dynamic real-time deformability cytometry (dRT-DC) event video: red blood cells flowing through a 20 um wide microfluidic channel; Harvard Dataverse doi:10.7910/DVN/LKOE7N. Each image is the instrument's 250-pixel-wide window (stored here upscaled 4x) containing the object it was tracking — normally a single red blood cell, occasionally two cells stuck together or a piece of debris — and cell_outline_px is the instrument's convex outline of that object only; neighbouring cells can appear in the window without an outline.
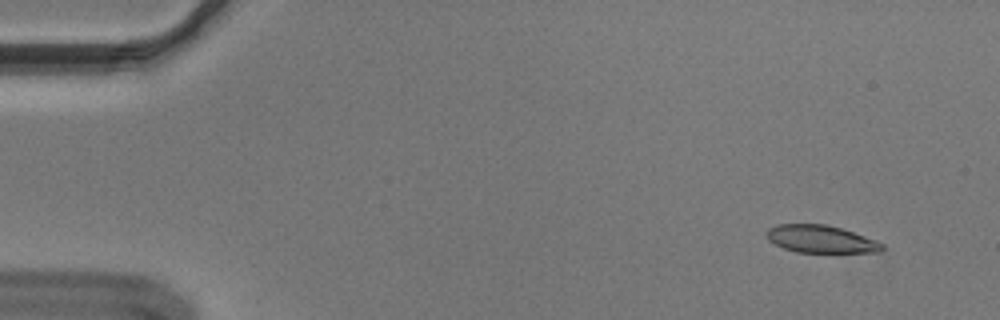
{"species": "Egyptian fruit bat (a non-hibernating species)", "species_latin": "Rousettus aegyptiacus", "temperature_condition": "cold", "stored_images_in_passage": 8, "camera_frame_rate_fps": 3000, "um_per_image_px": 0.085, "animal": {"sex": "male"}, "frame": {"image": 1, "passage_image": 1, "time_ms": 0.0, "image_size_px": [1000, 320], "cell_outline_px": [[884, 248], [880, 252], [796, 252], [784, 248], [768, 240], [768, 228], [776, 224], [824, 224], [840, 228], [864, 236], [884, 244]], "centroid_in_image_um": [69.76, 20.32], "position_along_channel_um": 15.2, "area_um2": 18.26}}